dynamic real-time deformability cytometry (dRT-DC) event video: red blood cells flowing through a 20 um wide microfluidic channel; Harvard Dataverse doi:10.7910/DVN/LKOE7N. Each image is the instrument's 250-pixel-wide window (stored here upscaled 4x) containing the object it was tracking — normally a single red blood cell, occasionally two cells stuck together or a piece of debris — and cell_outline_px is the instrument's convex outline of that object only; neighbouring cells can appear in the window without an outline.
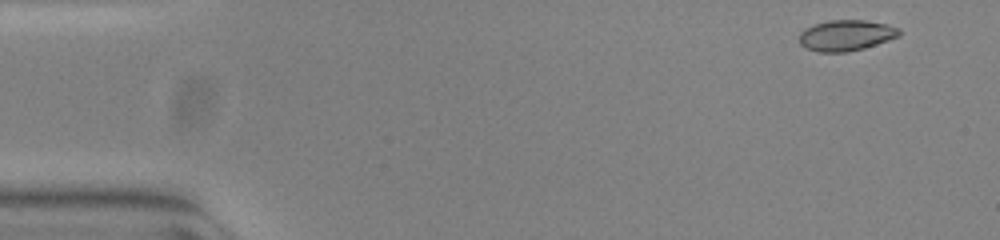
{"species": "common noctule bat (a hibernating species)", "species_latin": "Nyctalus noctula", "temperature_condition": "warm", "stored_images_in_passage": 52, "camera_frame_rate_fps": 3000, "um_per_image_px": 0.085, "animal": {"sex": "female", "body_mass_g": 23.0, "forearm_length_mm": 53.4}, "frame": {"image": 1, "passage_image": 2, "time_ms": 0.333, "image_size_px": [1000, 240], "cell_outline_px": [[900, 36], [864, 48], [848, 52], [820, 52], [804, 48], [800, 44], [800, 32], [804, 28], [828, 20], [864, 20], [888, 24], [900, 28]], "centroid_in_image_um": [71.92, 3.0], "position_along_channel_um": 13.1, "area_um2": 18.03}}
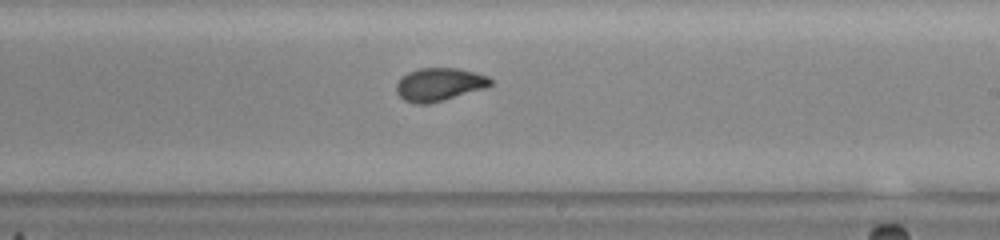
{"frame": {"image": 2, "passage_image": 30, "time_ms": 9.667, "image_size_px": [1000, 240], "cell_outline_px": [[492, 84], [484, 88], [444, 100], [428, 104], [416, 104], [404, 100], [396, 92], [396, 84], [400, 76], [408, 72], [420, 68], [456, 68], [476, 72], [488, 76], [492, 80]], "centroid_in_image_um": [37.31, 7.17], "position_along_channel_um": 251.7, "area_um2": 18.21}}
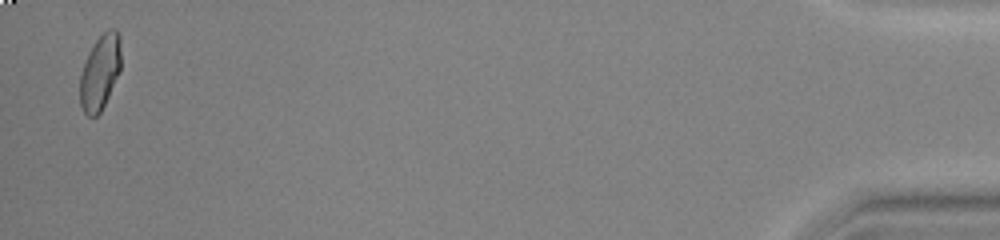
{"frame": {"image": 3, "passage_image": 51, "time_ms": 16.667, "image_size_px": [1000, 240], "cell_outline_px": [[120, 72], [100, 112], [96, 116], [88, 116], [84, 112], [80, 104], [80, 72], [96, 40], [108, 28], [116, 28], [120, 36]], "centroid_in_image_um": [8.51, 6.13], "position_along_channel_um": 426.7, "area_um2": 17.74}, "authors_computed_cell_mechanics": {"area_um2": 18.1203, "velocity_mm_per_s": 3.8364, "shape_relaxation_time_tau1_ms": 10.8127, "shape_relaxation_time_tau2_ms": null, "deformation_change_tau1": 0.2611, "deformation_change_tau2": null}}